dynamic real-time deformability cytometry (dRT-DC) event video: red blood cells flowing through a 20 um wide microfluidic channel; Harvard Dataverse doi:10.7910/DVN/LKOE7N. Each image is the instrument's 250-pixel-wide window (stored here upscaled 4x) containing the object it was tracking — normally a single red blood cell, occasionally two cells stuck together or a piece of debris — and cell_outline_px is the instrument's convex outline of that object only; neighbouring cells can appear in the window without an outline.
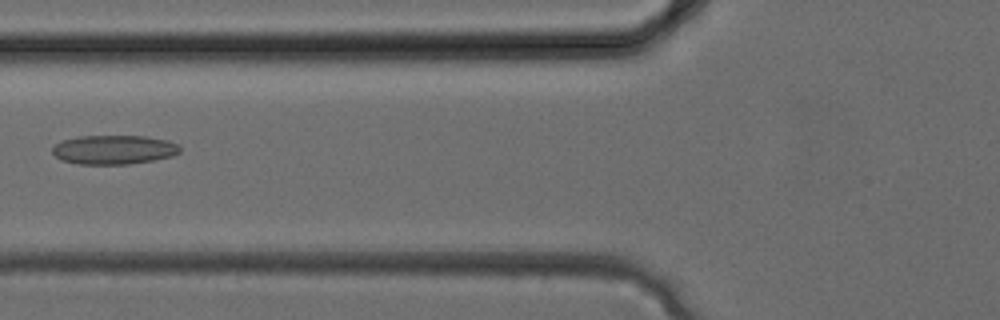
{"species": "common noctule bat (a hibernating species)", "species_latin": "Nyctalus noctula", "temperature_condition": "cold", "stored_images_in_passage": 32, "camera_frame_rate_fps": 3000, "um_per_image_px": 0.085, "animal": {"sex": "female", "body_mass_g": 24.6, "forearm_length_mm": 56.2}, "frame": {"image": 1, "passage_image": 12, "time_ms": 3.667, "image_size_px": [1000, 320], "cell_outline_px": [[180, 152], [172, 156], [152, 160], [128, 164], [76, 164], [60, 160], [52, 152], [52, 148], [60, 140], [80, 136], [144, 136], [168, 140], [180, 144]], "centroid_in_image_um": [9.67, 12.72], "position_along_channel_um": 116.1, "area_um2": 21.79}}
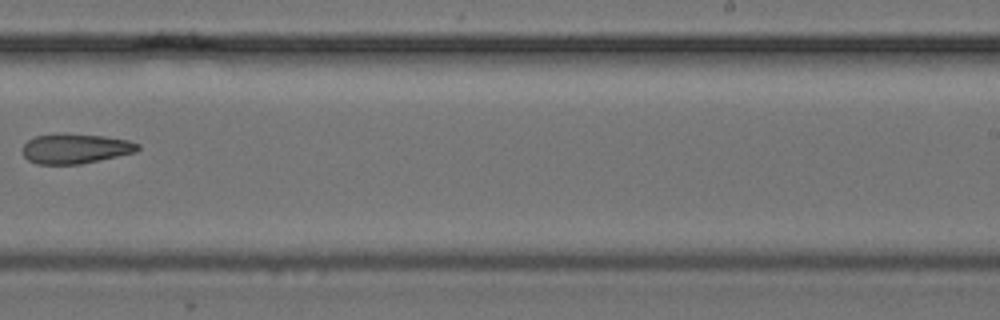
{"frame": {"image": 2, "passage_image": 20, "time_ms": 6.333, "image_size_px": [1000, 320], "cell_outline_px": [[140, 148], [136, 152], [100, 160], [80, 164], [36, 164], [28, 160], [24, 156], [24, 144], [28, 140], [36, 136], [56, 132], [64, 132], [104, 136], [128, 140], [140, 144]], "centroid_in_image_um": [6.41, 12.61], "position_along_channel_um": 282.6, "area_um2": 20.35}}
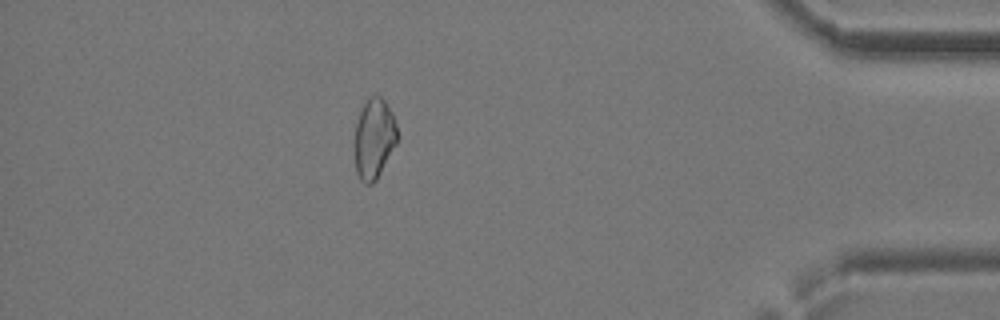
{"frame": {"image": 3, "passage_image": 28, "time_ms": 9.0, "image_size_px": [1000, 320], "cell_outline_px": [[400, 136], [396, 144], [376, 180], [372, 184], [364, 184], [360, 180], [356, 172], [356, 124], [360, 112], [368, 96], [380, 96], [384, 100], [392, 112]], "centroid_in_image_um": [31.83, 11.78], "position_along_channel_um": 403.4, "area_um2": 19.83}}